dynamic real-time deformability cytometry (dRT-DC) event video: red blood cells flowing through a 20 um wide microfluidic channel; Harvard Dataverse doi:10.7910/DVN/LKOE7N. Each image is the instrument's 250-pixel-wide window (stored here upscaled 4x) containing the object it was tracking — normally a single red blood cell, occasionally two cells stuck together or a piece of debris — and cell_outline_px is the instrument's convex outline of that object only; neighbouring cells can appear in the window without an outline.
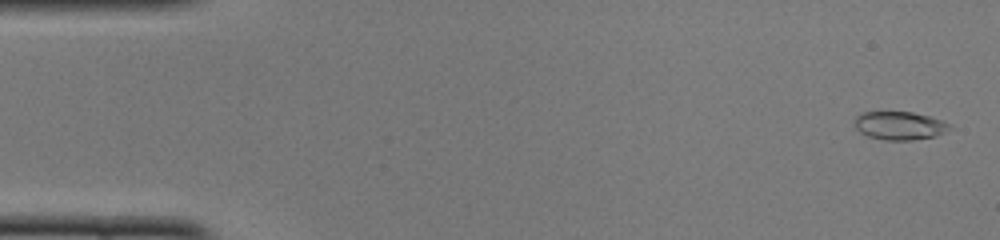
{"species": "common noctule bat (a hibernating species)", "species_latin": "Nyctalus noctula", "temperature_condition": "cold", "stored_images_in_passage": 50, "camera_frame_rate_fps": 3000, "um_per_image_px": 0.085, "animal": {"sex": "female", "body_mass_g": 22.0, "forearm_length_mm": 56.7}, "frame": {"image": 1, "passage_image": 2, "time_ms": 0.333, "image_size_px": [1000, 240], "cell_outline_px": [[952, 128], [936, 136], [912, 140], [884, 140], [868, 136], [860, 132], [856, 128], [856, 116], [860, 112], [912, 112], [928, 116], [940, 120], [948, 124]], "centroid_in_image_um": [76.45, 10.68], "position_along_channel_um": 8.6, "area_um2": 15.49}}
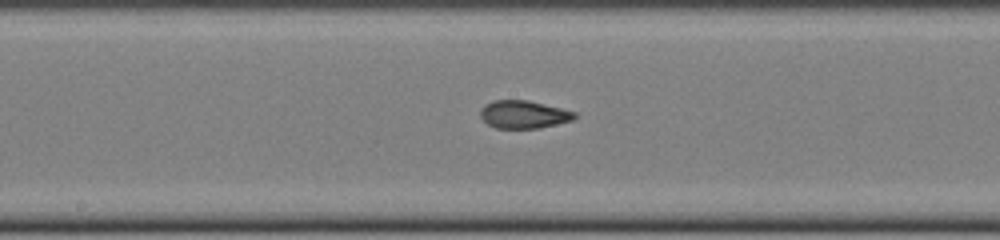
{"frame": {"image": 2, "passage_image": 26, "time_ms": 8.333, "image_size_px": [1000, 240], "cell_outline_px": [[576, 116], [572, 120], [540, 128], [496, 128], [488, 124], [480, 116], [480, 108], [492, 100], [528, 100], [576, 112]], "centroid_in_image_um": [44.49, 9.72], "position_along_channel_um": 203.7, "area_um2": 15.2}}
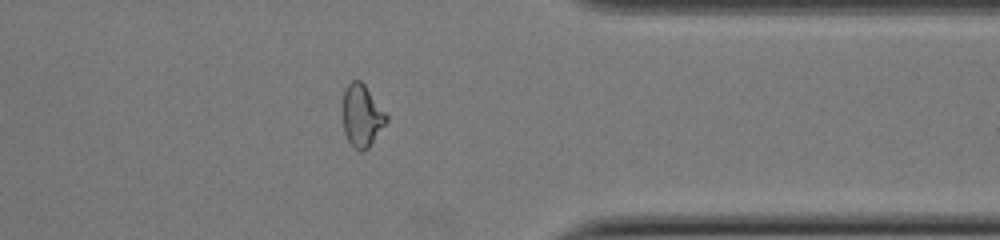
{"frame": {"image": 3, "passage_image": 40, "time_ms": 13.0, "image_size_px": [1000, 240], "cell_outline_px": [[388, 120], [368, 148], [364, 152], [360, 152], [348, 140], [344, 132], [344, 88], [352, 80], [360, 80], [364, 84], [388, 116]], "centroid_in_image_um": [30.77, 9.84], "position_along_channel_um": 380.6, "area_um2": 15.49}, "authors_computed_cell_mechanics": {"area_um2": 15.6349, "velocity_mm_per_s": 4.0108, "shape_relaxation_time_tau1_ms": null, "shape_relaxation_time_tau2_ms": 1.6177, "deformation_change_tau1": null, "deformation_change_tau2": 0.0686}}